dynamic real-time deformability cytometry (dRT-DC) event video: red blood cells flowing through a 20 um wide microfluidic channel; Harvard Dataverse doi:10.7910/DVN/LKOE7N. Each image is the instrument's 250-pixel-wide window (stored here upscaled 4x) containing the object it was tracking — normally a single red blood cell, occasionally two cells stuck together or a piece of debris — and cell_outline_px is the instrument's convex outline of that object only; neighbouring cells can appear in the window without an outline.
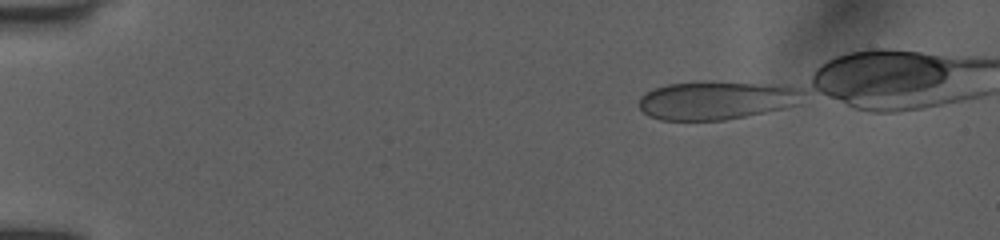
{"species": "human", "species_latin": "Homo sapiens", "temperature_condition": "room temperature", "stored_images_in_passage": 19, "camera_frame_rate_fps": 3000, "um_per_image_px": 0.085, "donor": {"sex": "female"}, "frame": {"image": 1, "passage_image": 1, "time_ms": 0.0, "image_size_px": [1000, 240], "cell_outline_px": [[796, 92], [792, 104], [780, 108], [764, 112], [724, 120], [660, 120], [648, 116], [640, 108], [640, 96], [656, 88], [668, 84], [784, 84], [796, 88]], "centroid_in_image_um": [60.73, 8.57], "position_along_channel_um": 24.3, "area_um2": 34.51}}
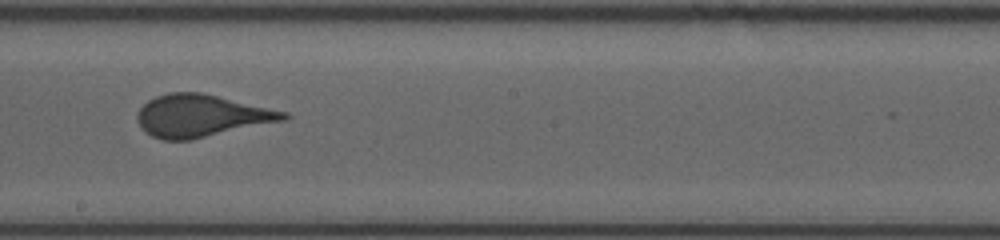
{"frame": {"image": 2, "passage_image": 13, "time_ms": 7.667, "image_size_px": [1000, 240], "cell_outline_px": [[292, 116], [288, 120], [192, 140], [164, 140], [152, 136], [144, 132], [140, 128], [136, 116], [140, 108], [148, 100], [156, 96], [168, 92], [200, 92], [288, 112]], "centroid_in_image_um": [17.13, 9.85], "position_along_channel_um": 231.1, "area_um2": 36.41}}
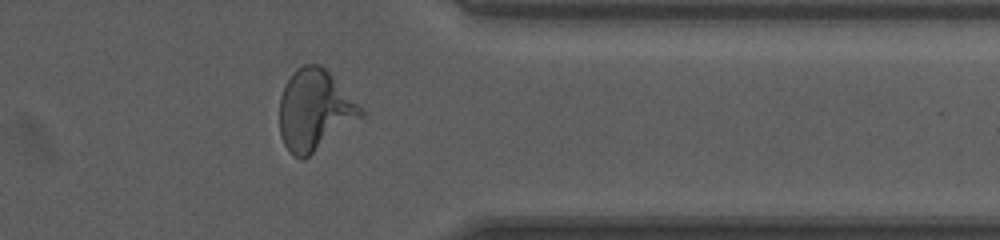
{"frame": {"image": 3, "passage_image": 17, "time_ms": 11.667, "image_size_px": [1000, 240], "cell_outline_px": [[364, 116], [304, 160], [300, 160], [292, 156], [284, 144], [280, 136], [280, 96], [284, 84], [292, 72], [296, 68], [304, 64], [320, 64], [364, 108]], "centroid_in_image_um": [26.73, 9.38], "position_along_channel_um": 384.7, "area_um2": 38.61}, "authors_computed_cell_mechanics": {"area_um2": 36.0672, "velocity_mm_per_s": 3.9985, "shape_relaxation_time_tau1_ms": 7.9594, "shape_relaxation_time_tau2_ms": null, "deformation_change_tau1": 0.1651, "deformation_change_tau2": null}}